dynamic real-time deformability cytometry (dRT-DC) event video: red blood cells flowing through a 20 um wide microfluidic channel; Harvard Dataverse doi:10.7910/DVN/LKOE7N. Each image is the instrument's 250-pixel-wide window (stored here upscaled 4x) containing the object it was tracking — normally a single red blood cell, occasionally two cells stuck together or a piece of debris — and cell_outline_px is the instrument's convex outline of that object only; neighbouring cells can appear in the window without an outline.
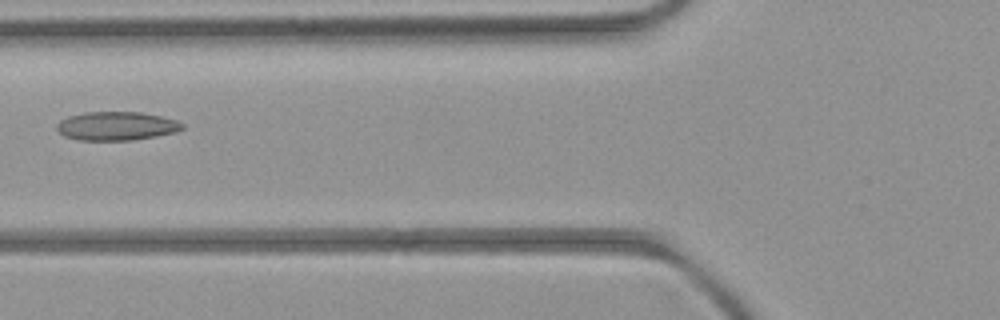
{"species": "common noctule bat (a hibernating species)", "species_latin": "Nyctalus noctula", "temperature_condition": "room temperature", "stored_images_in_passage": 5, "camera_frame_rate_fps": 3000, "um_per_image_px": 0.085, "animal": {"sex": "female", "body_mass_g": 21.9}, "frame": {"image": 1, "passage_image": 5, "time_ms": 4.667, "image_size_px": [1000, 320], "cell_outline_px": [[184, 128], [176, 132], [156, 136], [132, 140], [80, 140], [64, 136], [56, 128], [56, 124], [60, 120], [68, 116], [84, 112], [140, 112], [160, 116], [176, 120], [184, 124]], "centroid_in_image_um": [9.89, 10.71], "position_along_channel_um": 115.9, "area_um2": 20.98}}